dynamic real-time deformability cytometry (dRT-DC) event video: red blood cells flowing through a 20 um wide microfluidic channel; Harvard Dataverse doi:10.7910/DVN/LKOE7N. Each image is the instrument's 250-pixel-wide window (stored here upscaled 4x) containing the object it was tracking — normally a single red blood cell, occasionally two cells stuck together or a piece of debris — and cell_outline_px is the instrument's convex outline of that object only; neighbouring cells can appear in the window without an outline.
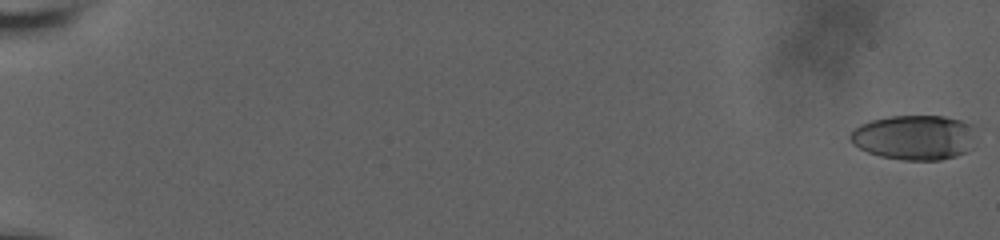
{"species": "human", "species_latin": "Homo sapiens", "temperature_condition": "room temperature", "stored_images_in_passage": 14, "camera_frame_rate_fps": 3000, "um_per_image_px": 0.085, "donor": {"sex": "male"}, "frame": {"image": 1, "passage_image": 1, "time_ms": 0.0, "image_size_px": [1000, 240], "cell_outline_px": [[972, 128], [964, 152], [956, 156], [940, 160], [900, 160], [880, 156], [868, 152], [860, 148], [848, 136], [860, 124], [872, 120], [892, 116], [944, 116], [960, 120], [972, 124]], "centroid_in_image_um": [77.64, 11.67], "position_along_channel_um": 7.4, "area_um2": 31.96}}
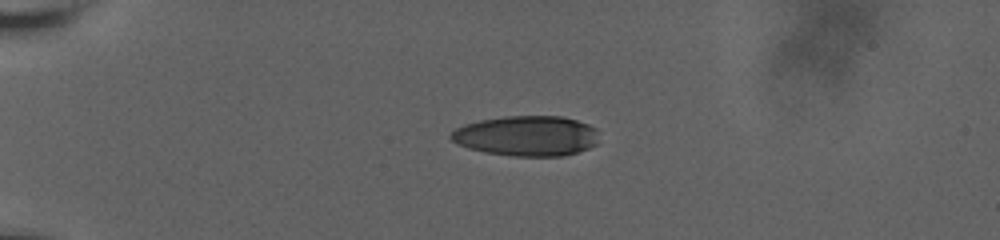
{"frame": {"image": 2, "passage_image": 10, "time_ms": 5.667, "image_size_px": [1000, 240], "cell_outline_px": [[596, 144], [588, 148], [564, 156], [512, 156], [484, 152], [468, 148], [456, 144], [448, 136], [456, 128], [464, 124], [480, 120], [504, 116], [560, 116], [576, 120], [588, 124], [596, 128]], "centroid_in_image_um": [44.73, 11.55], "position_along_channel_um": 40.3, "area_um2": 34.74}}
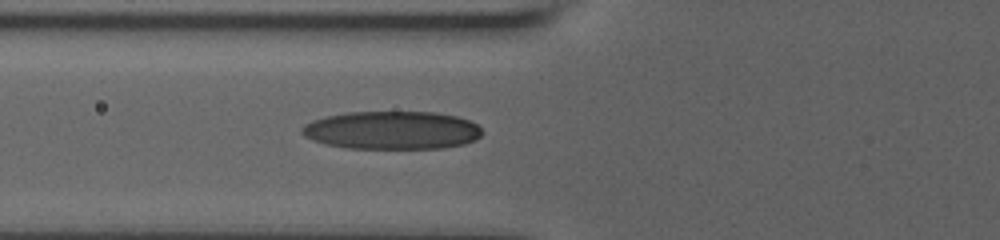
{"frame": {"image": 3, "passage_image": 14, "time_ms": 8.667, "image_size_px": [1000, 240], "cell_outline_px": [[484, 132], [476, 140], [464, 144], [444, 148], [344, 148], [324, 144], [312, 140], [304, 136], [300, 132], [300, 128], [304, 124], [312, 120], [324, 116], [348, 112], [432, 112], [456, 116], [468, 120], [476, 124]], "centroid_in_image_um": [33.28, 11.07], "position_along_channel_um": 92.5, "area_um2": 40.34}}